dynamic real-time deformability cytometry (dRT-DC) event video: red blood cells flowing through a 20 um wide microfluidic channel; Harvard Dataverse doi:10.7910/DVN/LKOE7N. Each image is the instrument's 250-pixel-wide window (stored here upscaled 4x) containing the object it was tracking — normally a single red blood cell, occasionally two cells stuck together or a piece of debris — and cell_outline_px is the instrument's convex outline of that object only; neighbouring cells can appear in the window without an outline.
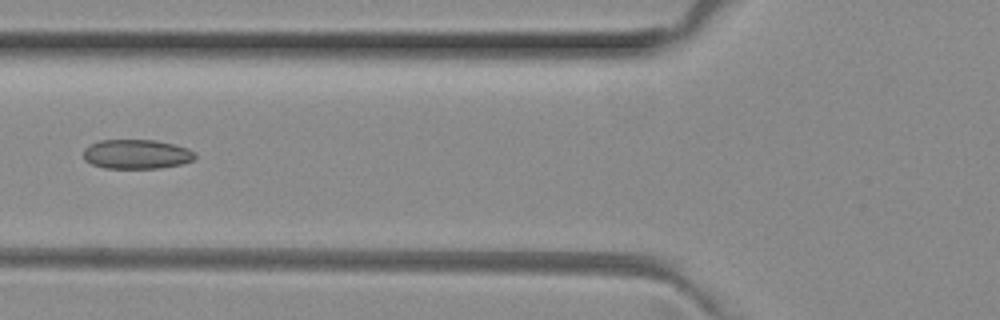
{"species": "common noctule bat (a hibernating species)", "species_latin": "Nyctalus noctula", "temperature_condition": "room temperature", "stored_images_in_passage": 4, "camera_frame_rate_fps": 3000, "um_per_image_px": 0.085, "animal": {"sex": "female", "body_mass_g": 29.2, "forearm_length_mm": 56.3}, "frame": {"image": 1, "passage_image": 4, "time_ms": 1.0, "image_size_px": [1000, 320], "cell_outline_px": [[196, 160], [180, 164], [160, 168], [104, 168], [92, 164], [84, 160], [84, 148], [100, 140], [156, 140], [188, 148], [196, 152]], "centroid_in_image_um": [11.64, 13.11], "position_along_channel_um": 114.2, "area_um2": 19.19}}